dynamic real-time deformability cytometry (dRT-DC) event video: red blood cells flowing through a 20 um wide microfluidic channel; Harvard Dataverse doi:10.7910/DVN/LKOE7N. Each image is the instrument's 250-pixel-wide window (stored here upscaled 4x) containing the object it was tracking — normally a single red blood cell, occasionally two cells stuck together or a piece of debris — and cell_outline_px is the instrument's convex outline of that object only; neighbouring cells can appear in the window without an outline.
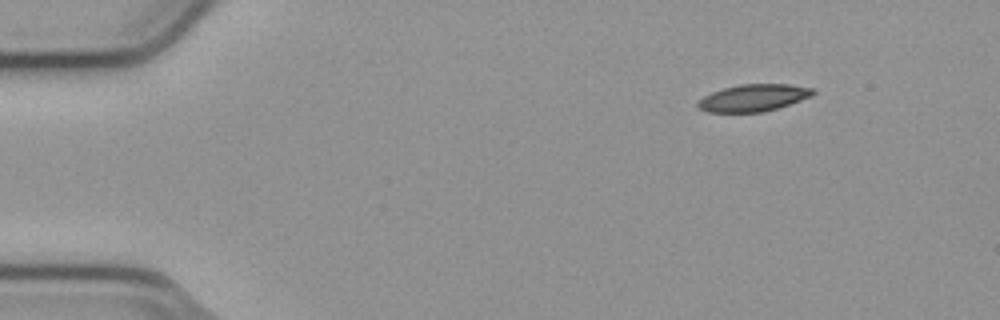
{"species": "common noctule bat (a hibernating species)", "species_latin": "Nyctalus noctula", "temperature_condition": "cold", "stored_images_in_passage": 48, "camera_frame_rate_fps": 3000, "um_per_image_px": 0.085, "animal": {"sex": "male", "body_mass_g": 23.1, "forearm_length_mm": 52.7}, "frame": {"image": 1, "passage_image": 1, "time_ms": 0.0, "image_size_px": [1000, 320], "cell_outline_px": [[816, 92], [812, 96], [764, 112], [708, 112], [696, 108], [696, 104], [704, 96], [712, 92], [724, 88], [740, 84], [788, 84], [812, 88]], "centroid_in_image_um": [64.02, 8.31], "position_along_channel_um": 21.0, "area_um2": 18.03}}
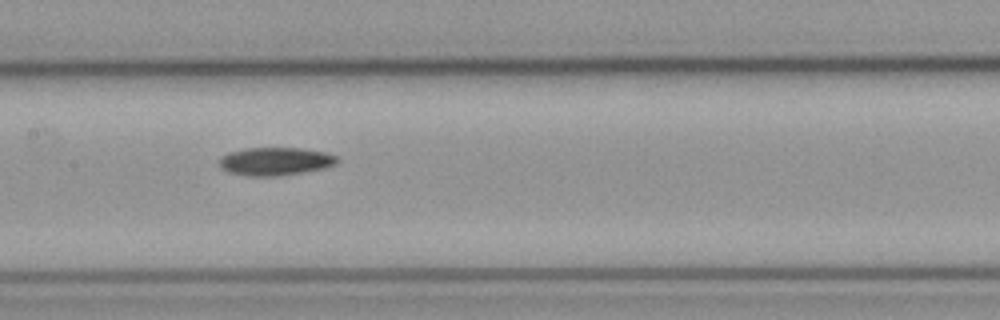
{"frame": {"image": 2, "passage_image": 21, "time_ms": 6.667, "image_size_px": [1000, 320], "cell_outline_px": [[340, 160], [336, 164], [324, 168], [304, 172], [280, 176], [248, 176], [228, 172], [220, 168], [220, 156], [228, 152], [244, 148], [300, 148], [324, 152], [336, 156]], "centroid_in_image_um": [23.38, 13.72], "position_along_channel_um": 184.0, "area_um2": 19.42}}
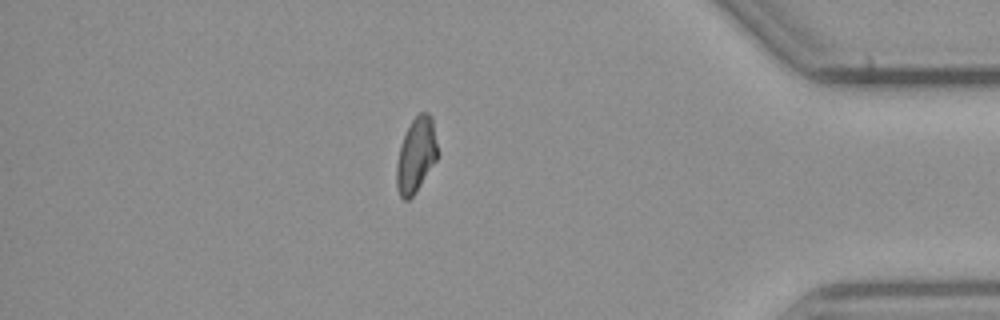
{"frame": {"image": 3, "passage_image": 41, "time_ms": 13.333, "image_size_px": [1000, 320], "cell_outline_px": [[440, 152], [436, 160], [416, 192], [408, 200], [404, 200], [400, 196], [396, 188], [396, 164], [400, 144], [412, 120], [420, 112], [428, 112], [432, 116]], "centroid_in_image_um": [35.38, 13.17], "position_along_channel_um": 399.8, "area_um2": 18.21}}